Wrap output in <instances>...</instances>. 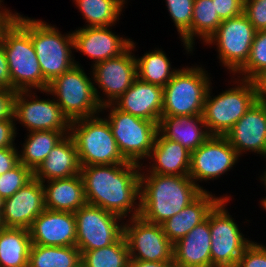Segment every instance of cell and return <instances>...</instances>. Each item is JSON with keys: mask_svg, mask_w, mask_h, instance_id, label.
<instances>
[{"mask_svg": "<svg viewBox=\"0 0 266 267\" xmlns=\"http://www.w3.org/2000/svg\"><path fill=\"white\" fill-rule=\"evenodd\" d=\"M141 165L127 162L81 166L86 203L122 218L140 216ZM138 199V201H137Z\"/></svg>", "mask_w": 266, "mask_h": 267, "instance_id": "6da1fadb", "label": "cell"}, {"mask_svg": "<svg viewBox=\"0 0 266 267\" xmlns=\"http://www.w3.org/2000/svg\"><path fill=\"white\" fill-rule=\"evenodd\" d=\"M203 191L189 176L162 175L140 170V217L162 224L193 202Z\"/></svg>", "mask_w": 266, "mask_h": 267, "instance_id": "7a4b0ae2", "label": "cell"}, {"mask_svg": "<svg viewBox=\"0 0 266 267\" xmlns=\"http://www.w3.org/2000/svg\"><path fill=\"white\" fill-rule=\"evenodd\" d=\"M0 44L5 50L15 91H46L48 81L43 77L31 40V18L16 13L4 29Z\"/></svg>", "mask_w": 266, "mask_h": 267, "instance_id": "3957f363", "label": "cell"}, {"mask_svg": "<svg viewBox=\"0 0 266 267\" xmlns=\"http://www.w3.org/2000/svg\"><path fill=\"white\" fill-rule=\"evenodd\" d=\"M70 135L77 147L81 166L127 163L118 150L108 120L104 116L71 121Z\"/></svg>", "mask_w": 266, "mask_h": 267, "instance_id": "277c9868", "label": "cell"}, {"mask_svg": "<svg viewBox=\"0 0 266 267\" xmlns=\"http://www.w3.org/2000/svg\"><path fill=\"white\" fill-rule=\"evenodd\" d=\"M235 79L233 85L237 86H232L217 96L211 95V85L208 89L202 116L211 136H226L256 102L250 80L238 77Z\"/></svg>", "mask_w": 266, "mask_h": 267, "instance_id": "5b68a950", "label": "cell"}, {"mask_svg": "<svg viewBox=\"0 0 266 267\" xmlns=\"http://www.w3.org/2000/svg\"><path fill=\"white\" fill-rule=\"evenodd\" d=\"M84 71L83 67L75 64L68 71L52 79L46 91H41L56 97L54 99L70 121L102 113L93 79Z\"/></svg>", "mask_w": 266, "mask_h": 267, "instance_id": "8992f818", "label": "cell"}, {"mask_svg": "<svg viewBox=\"0 0 266 267\" xmlns=\"http://www.w3.org/2000/svg\"><path fill=\"white\" fill-rule=\"evenodd\" d=\"M108 110L106 119L119 152L128 162L142 165L140 160L149 158L158 133V124L118 109L113 103L103 105Z\"/></svg>", "mask_w": 266, "mask_h": 267, "instance_id": "52a82bcc", "label": "cell"}, {"mask_svg": "<svg viewBox=\"0 0 266 267\" xmlns=\"http://www.w3.org/2000/svg\"><path fill=\"white\" fill-rule=\"evenodd\" d=\"M210 78L199 65L178 69L163 88L162 116L202 115Z\"/></svg>", "mask_w": 266, "mask_h": 267, "instance_id": "ba28073f", "label": "cell"}, {"mask_svg": "<svg viewBox=\"0 0 266 267\" xmlns=\"http://www.w3.org/2000/svg\"><path fill=\"white\" fill-rule=\"evenodd\" d=\"M31 40L43 77L50 82L55 77L79 65L73 57V35L61 34L55 26L31 18Z\"/></svg>", "mask_w": 266, "mask_h": 267, "instance_id": "9c48e42d", "label": "cell"}, {"mask_svg": "<svg viewBox=\"0 0 266 267\" xmlns=\"http://www.w3.org/2000/svg\"><path fill=\"white\" fill-rule=\"evenodd\" d=\"M257 30L242 13L223 20L218 29L205 42L217 46L218 59L235 77L249 59L251 46Z\"/></svg>", "mask_w": 266, "mask_h": 267, "instance_id": "30bf717a", "label": "cell"}, {"mask_svg": "<svg viewBox=\"0 0 266 267\" xmlns=\"http://www.w3.org/2000/svg\"><path fill=\"white\" fill-rule=\"evenodd\" d=\"M229 198H222L210 211L211 267H236L245 248L252 242L228 213Z\"/></svg>", "mask_w": 266, "mask_h": 267, "instance_id": "8fae6325", "label": "cell"}, {"mask_svg": "<svg viewBox=\"0 0 266 267\" xmlns=\"http://www.w3.org/2000/svg\"><path fill=\"white\" fill-rule=\"evenodd\" d=\"M74 216L76 246L80 251L109 246L123 236L124 222L122 220L125 219L99 206L86 203L74 212Z\"/></svg>", "mask_w": 266, "mask_h": 267, "instance_id": "7c38bea8", "label": "cell"}, {"mask_svg": "<svg viewBox=\"0 0 266 267\" xmlns=\"http://www.w3.org/2000/svg\"><path fill=\"white\" fill-rule=\"evenodd\" d=\"M135 47L134 41H131L130 47L120 56L91 66L93 69L91 78H93L95 93L101 106L113 103L137 78L136 57L132 53ZM97 85L105 95L104 98L100 96Z\"/></svg>", "mask_w": 266, "mask_h": 267, "instance_id": "4fadbf2b", "label": "cell"}, {"mask_svg": "<svg viewBox=\"0 0 266 267\" xmlns=\"http://www.w3.org/2000/svg\"><path fill=\"white\" fill-rule=\"evenodd\" d=\"M128 221L124 223L123 236L130 259L174 261V244L163 232L161 224L149 223L140 216L129 218Z\"/></svg>", "mask_w": 266, "mask_h": 267, "instance_id": "5bb4252c", "label": "cell"}, {"mask_svg": "<svg viewBox=\"0 0 266 267\" xmlns=\"http://www.w3.org/2000/svg\"><path fill=\"white\" fill-rule=\"evenodd\" d=\"M33 92V93H32ZM34 91H17L14 119L28 132L67 131L70 134L71 121L63 113L56 100L39 99ZM29 98V99H28Z\"/></svg>", "mask_w": 266, "mask_h": 267, "instance_id": "9a60e30c", "label": "cell"}, {"mask_svg": "<svg viewBox=\"0 0 266 267\" xmlns=\"http://www.w3.org/2000/svg\"><path fill=\"white\" fill-rule=\"evenodd\" d=\"M239 155L225 136H211L199 148L191 152L188 176L202 190L197 181L220 178L233 169Z\"/></svg>", "mask_w": 266, "mask_h": 267, "instance_id": "2e32d148", "label": "cell"}, {"mask_svg": "<svg viewBox=\"0 0 266 267\" xmlns=\"http://www.w3.org/2000/svg\"><path fill=\"white\" fill-rule=\"evenodd\" d=\"M45 209L42 182L33 178L14 195L4 199V226L29 229L36 217Z\"/></svg>", "mask_w": 266, "mask_h": 267, "instance_id": "e0dca14e", "label": "cell"}, {"mask_svg": "<svg viewBox=\"0 0 266 267\" xmlns=\"http://www.w3.org/2000/svg\"><path fill=\"white\" fill-rule=\"evenodd\" d=\"M109 28L110 26L82 27L72 32L74 49L93 59V66L120 56L131 45L132 39L115 35Z\"/></svg>", "mask_w": 266, "mask_h": 267, "instance_id": "ac0fdd59", "label": "cell"}, {"mask_svg": "<svg viewBox=\"0 0 266 267\" xmlns=\"http://www.w3.org/2000/svg\"><path fill=\"white\" fill-rule=\"evenodd\" d=\"M31 243L41 246H75L74 213L45 209L31 224Z\"/></svg>", "mask_w": 266, "mask_h": 267, "instance_id": "d6986e66", "label": "cell"}, {"mask_svg": "<svg viewBox=\"0 0 266 267\" xmlns=\"http://www.w3.org/2000/svg\"><path fill=\"white\" fill-rule=\"evenodd\" d=\"M241 156L254 152L266 156V104H255L225 136Z\"/></svg>", "mask_w": 266, "mask_h": 267, "instance_id": "ffe728a7", "label": "cell"}, {"mask_svg": "<svg viewBox=\"0 0 266 267\" xmlns=\"http://www.w3.org/2000/svg\"><path fill=\"white\" fill-rule=\"evenodd\" d=\"M163 88L136 78L113 104L133 116L159 123L163 108Z\"/></svg>", "mask_w": 266, "mask_h": 267, "instance_id": "44dd1931", "label": "cell"}, {"mask_svg": "<svg viewBox=\"0 0 266 267\" xmlns=\"http://www.w3.org/2000/svg\"><path fill=\"white\" fill-rule=\"evenodd\" d=\"M175 267H211L210 212L173 247Z\"/></svg>", "mask_w": 266, "mask_h": 267, "instance_id": "7402d4cb", "label": "cell"}, {"mask_svg": "<svg viewBox=\"0 0 266 267\" xmlns=\"http://www.w3.org/2000/svg\"><path fill=\"white\" fill-rule=\"evenodd\" d=\"M222 198L231 199L227 194L217 197L209 191H203L188 206L161 224L163 232L175 244L178 240L185 237L196 225L205 221L209 212Z\"/></svg>", "mask_w": 266, "mask_h": 267, "instance_id": "603a6c76", "label": "cell"}, {"mask_svg": "<svg viewBox=\"0 0 266 267\" xmlns=\"http://www.w3.org/2000/svg\"><path fill=\"white\" fill-rule=\"evenodd\" d=\"M77 147L73 137L66 135L33 171V178L45 183L46 180L65 179L80 174Z\"/></svg>", "mask_w": 266, "mask_h": 267, "instance_id": "cb8c5ba5", "label": "cell"}, {"mask_svg": "<svg viewBox=\"0 0 266 267\" xmlns=\"http://www.w3.org/2000/svg\"><path fill=\"white\" fill-rule=\"evenodd\" d=\"M158 132L164 138L178 142L189 152L195 151L211 137L202 115L161 116Z\"/></svg>", "mask_w": 266, "mask_h": 267, "instance_id": "d4e9b609", "label": "cell"}, {"mask_svg": "<svg viewBox=\"0 0 266 267\" xmlns=\"http://www.w3.org/2000/svg\"><path fill=\"white\" fill-rule=\"evenodd\" d=\"M152 164L149 168L141 165L142 170L149 173L174 176H188L190 170L191 152L178 142L164 138L159 132L156 135L154 146L149 159Z\"/></svg>", "mask_w": 266, "mask_h": 267, "instance_id": "484cf974", "label": "cell"}, {"mask_svg": "<svg viewBox=\"0 0 266 267\" xmlns=\"http://www.w3.org/2000/svg\"><path fill=\"white\" fill-rule=\"evenodd\" d=\"M42 185L46 209L74 213L86 204L84 183L80 174L48 180Z\"/></svg>", "mask_w": 266, "mask_h": 267, "instance_id": "4316f807", "label": "cell"}, {"mask_svg": "<svg viewBox=\"0 0 266 267\" xmlns=\"http://www.w3.org/2000/svg\"><path fill=\"white\" fill-rule=\"evenodd\" d=\"M31 245L28 229L2 228L0 230V267H28Z\"/></svg>", "mask_w": 266, "mask_h": 267, "instance_id": "83f0119b", "label": "cell"}, {"mask_svg": "<svg viewBox=\"0 0 266 267\" xmlns=\"http://www.w3.org/2000/svg\"><path fill=\"white\" fill-rule=\"evenodd\" d=\"M221 23L212 0H194L191 28L180 38L187 54L194 50L195 36L205 43Z\"/></svg>", "mask_w": 266, "mask_h": 267, "instance_id": "f1b7e54d", "label": "cell"}, {"mask_svg": "<svg viewBox=\"0 0 266 267\" xmlns=\"http://www.w3.org/2000/svg\"><path fill=\"white\" fill-rule=\"evenodd\" d=\"M19 162L34 171L48 156L52 149L69 133L67 131H32L27 132Z\"/></svg>", "mask_w": 266, "mask_h": 267, "instance_id": "f546056e", "label": "cell"}, {"mask_svg": "<svg viewBox=\"0 0 266 267\" xmlns=\"http://www.w3.org/2000/svg\"><path fill=\"white\" fill-rule=\"evenodd\" d=\"M28 267H81V252L75 246L32 244Z\"/></svg>", "mask_w": 266, "mask_h": 267, "instance_id": "4dcf8cb0", "label": "cell"}, {"mask_svg": "<svg viewBox=\"0 0 266 267\" xmlns=\"http://www.w3.org/2000/svg\"><path fill=\"white\" fill-rule=\"evenodd\" d=\"M135 59L137 78L162 88L168 84L178 71L176 68H171L172 65L167 55L159 48Z\"/></svg>", "mask_w": 266, "mask_h": 267, "instance_id": "1f68e13d", "label": "cell"}, {"mask_svg": "<svg viewBox=\"0 0 266 267\" xmlns=\"http://www.w3.org/2000/svg\"><path fill=\"white\" fill-rule=\"evenodd\" d=\"M127 0H73L78 7L86 26L83 27H112L122 13Z\"/></svg>", "mask_w": 266, "mask_h": 267, "instance_id": "d6a6232c", "label": "cell"}, {"mask_svg": "<svg viewBox=\"0 0 266 267\" xmlns=\"http://www.w3.org/2000/svg\"><path fill=\"white\" fill-rule=\"evenodd\" d=\"M80 252L81 267H128L130 259L124 236L109 246Z\"/></svg>", "mask_w": 266, "mask_h": 267, "instance_id": "836d02e7", "label": "cell"}, {"mask_svg": "<svg viewBox=\"0 0 266 267\" xmlns=\"http://www.w3.org/2000/svg\"><path fill=\"white\" fill-rule=\"evenodd\" d=\"M266 69V30L257 31L246 64L236 73L239 78L250 80L256 73Z\"/></svg>", "mask_w": 266, "mask_h": 267, "instance_id": "e575fe53", "label": "cell"}, {"mask_svg": "<svg viewBox=\"0 0 266 267\" xmlns=\"http://www.w3.org/2000/svg\"><path fill=\"white\" fill-rule=\"evenodd\" d=\"M33 179V171L19 163L13 169L0 175V196L6 199L14 195Z\"/></svg>", "mask_w": 266, "mask_h": 267, "instance_id": "d590c367", "label": "cell"}, {"mask_svg": "<svg viewBox=\"0 0 266 267\" xmlns=\"http://www.w3.org/2000/svg\"><path fill=\"white\" fill-rule=\"evenodd\" d=\"M166 5L181 38L191 28L194 0H166Z\"/></svg>", "mask_w": 266, "mask_h": 267, "instance_id": "8d00e7d4", "label": "cell"}, {"mask_svg": "<svg viewBox=\"0 0 266 267\" xmlns=\"http://www.w3.org/2000/svg\"><path fill=\"white\" fill-rule=\"evenodd\" d=\"M236 267H266V246L252 241L245 248Z\"/></svg>", "mask_w": 266, "mask_h": 267, "instance_id": "74e56055", "label": "cell"}, {"mask_svg": "<svg viewBox=\"0 0 266 267\" xmlns=\"http://www.w3.org/2000/svg\"><path fill=\"white\" fill-rule=\"evenodd\" d=\"M243 13L257 30H266V0H244Z\"/></svg>", "mask_w": 266, "mask_h": 267, "instance_id": "f35d334b", "label": "cell"}, {"mask_svg": "<svg viewBox=\"0 0 266 267\" xmlns=\"http://www.w3.org/2000/svg\"><path fill=\"white\" fill-rule=\"evenodd\" d=\"M219 18L227 20L243 13L244 0H212Z\"/></svg>", "mask_w": 266, "mask_h": 267, "instance_id": "ab89813d", "label": "cell"}, {"mask_svg": "<svg viewBox=\"0 0 266 267\" xmlns=\"http://www.w3.org/2000/svg\"><path fill=\"white\" fill-rule=\"evenodd\" d=\"M14 89L0 88V120H15V97Z\"/></svg>", "mask_w": 266, "mask_h": 267, "instance_id": "60d3db41", "label": "cell"}, {"mask_svg": "<svg viewBox=\"0 0 266 267\" xmlns=\"http://www.w3.org/2000/svg\"><path fill=\"white\" fill-rule=\"evenodd\" d=\"M15 125V120H0V149L16 147L14 140L18 133Z\"/></svg>", "mask_w": 266, "mask_h": 267, "instance_id": "b9f144b4", "label": "cell"}, {"mask_svg": "<svg viewBox=\"0 0 266 267\" xmlns=\"http://www.w3.org/2000/svg\"><path fill=\"white\" fill-rule=\"evenodd\" d=\"M17 147H6L0 149V175L16 167L19 162Z\"/></svg>", "mask_w": 266, "mask_h": 267, "instance_id": "7bdbcfd3", "label": "cell"}, {"mask_svg": "<svg viewBox=\"0 0 266 267\" xmlns=\"http://www.w3.org/2000/svg\"><path fill=\"white\" fill-rule=\"evenodd\" d=\"M250 82L254 88L256 102L266 104V69L256 73Z\"/></svg>", "mask_w": 266, "mask_h": 267, "instance_id": "ee69618b", "label": "cell"}, {"mask_svg": "<svg viewBox=\"0 0 266 267\" xmlns=\"http://www.w3.org/2000/svg\"><path fill=\"white\" fill-rule=\"evenodd\" d=\"M0 88L11 89V77L5 50L0 44Z\"/></svg>", "mask_w": 266, "mask_h": 267, "instance_id": "f6af8a7d", "label": "cell"}, {"mask_svg": "<svg viewBox=\"0 0 266 267\" xmlns=\"http://www.w3.org/2000/svg\"><path fill=\"white\" fill-rule=\"evenodd\" d=\"M128 267H175L174 261H144L129 259Z\"/></svg>", "mask_w": 266, "mask_h": 267, "instance_id": "bcb514c9", "label": "cell"}, {"mask_svg": "<svg viewBox=\"0 0 266 267\" xmlns=\"http://www.w3.org/2000/svg\"><path fill=\"white\" fill-rule=\"evenodd\" d=\"M16 13H12V10H0V42L4 29L15 18Z\"/></svg>", "mask_w": 266, "mask_h": 267, "instance_id": "7dc6e473", "label": "cell"}, {"mask_svg": "<svg viewBox=\"0 0 266 267\" xmlns=\"http://www.w3.org/2000/svg\"><path fill=\"white\" fill-rule=\"evenodd\" d=\"M264 158H266V156H265ZM265 170H266V169H265ZM263 173H264L263 176L260 175V176H261V177H260V180L264 182L263 184H264V186H265V188H266V171H264Z\"/></svg>", "mask_w": 266, "mask_h": 267, "instance_id": "c3c4849f", "label": "cell"}, {"mask_svg": "<svg viewBox=\"0 0 266 267\" xmlns=\"http://www.w3.org/2000/svg\"><path fill=\"white\" fill-rule=\"evenodd\" d=\"M260 204L262 205L261 207H263V209L266 210V196H265V198H263V199L260 201Z\"/></svg>", "mask_w": 266, "mask_h": 267, "instance_id": "681fc988", "label": "cell"}, {"mask_svg": "<svg viewBox=\"0 0 266 267\" xmlns=\"http://www.w3.org/2000/svg\"><path fill=\"white\" fill-rule=\"evenodd\" d=\"M2 212L3 211H0V230L5 227L2 219Z\"/></svg>", "mask_w": 266, "mask_h": 267, "instance_id": "f907efd6", "label": "cell"}, {"mask_svg": "<svg viewBox=\"0 0 266 267\" xmlns=\"http://www.w3.org/2000/svg\"><path fill=\"white\" fill-rule=\"evenodd\" d=\"M4 199L0 196V211H3Z\"/></svg>", "mask_w": 266, "mask_h": 267, "instance_id": "816d5d0a", "label": "cell"}, {"mask_svg": "<svg viewBox=\"0 0 266 267\" xmlns=\"http://www.w3.org/2000/svg\"><path fill=\"white\" fill-rule=\"evenodd\" d=\"M2 2H3V0H0V10H9L8 8L2 6V4H1ZM1 6H2V7H1ZM3 8H4V9H3Z\"/></svg>", "mask_w": 266, "mask_h": 267, "instance_id": "f5cc1de1", "label": "cell"}]
</instances>
